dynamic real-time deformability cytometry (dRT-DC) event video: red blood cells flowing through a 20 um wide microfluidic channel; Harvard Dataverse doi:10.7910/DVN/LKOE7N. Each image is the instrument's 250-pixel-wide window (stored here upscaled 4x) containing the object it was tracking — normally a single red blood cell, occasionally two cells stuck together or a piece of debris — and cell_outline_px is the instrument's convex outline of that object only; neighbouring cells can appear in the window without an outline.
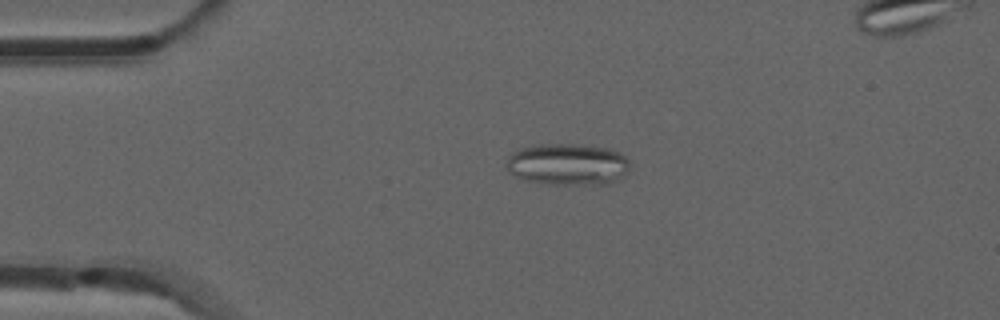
{"species": "common noctule bat (a hibernating species)", "species_latin": "Nyctalus noctula", "temperature_condition": "room temperature", "stored_images_in_passage": 50, "camera_frame_rate_fps": 3000, "um_per_image_px": 0.085, "animal": {"sex": "male", "forearm_length_mm": 52.5}, "frame": {"image": 1, "passage_image": 10, "time_ms": 3.0, "image_size_px": [1000, 320], "cell_outline_px": [[628, 172], [620, 180], [608, 184], [548, 184], [524, 180], [508, 172], [504, 164], [508, 156], [512, 152], [520, 148], [536, 144], [572, 144], [608, 148], [620, 152], [628, 160]], "centroid_in_image_um": [48.22, 13.97], "position_along_channel_um": 36.8, "area_um2": 30.4}}
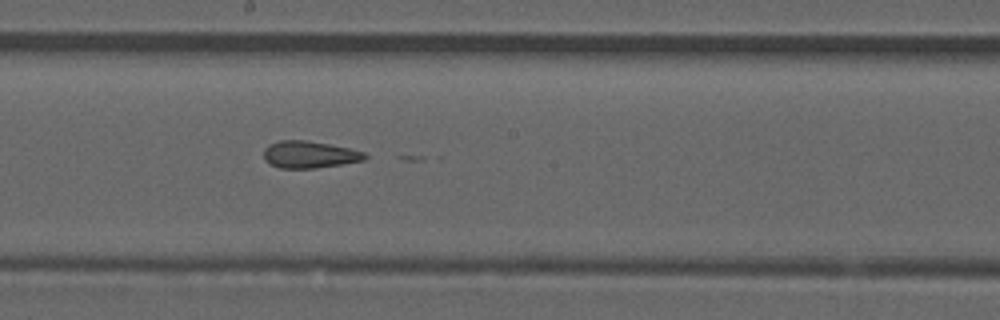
{"frame": {"image": 2, "passage_image": 27, "time_ms": 8.667, "image_size_px": [1000, 320], "cell_outline_px": [[368, 156], [364, 160], [316, 168], [280, 168], [268, 164], [264, 160], [264, 148], [268, 144], [280, 140], [304, 140], [328, 144], [348, 148], [364, 152]], "centroid_in_image_um": [26.25, 13.14], "position_along_channel_um": 222.0, "area_um2": 15.9}}
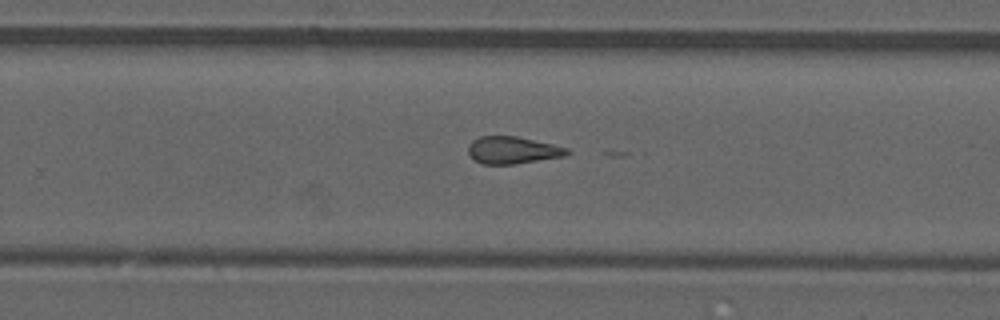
{"frame": {"image": 3, "passage_image": 32, "time_ms": 10.333, "image_size_px": [1000, 320], "cell_outline_px": [[572, 152], [564, 156], [512, 164], [484, 164], [476, 160], [468, 152], [468, 144], [472, 140], [480, 136], [516, 136], [552, 144], [568, 148]], "centroid_in_image_um": [43.57, 12.75], "position_along_channel_um": 286.2, "area_um2": 15.49}}